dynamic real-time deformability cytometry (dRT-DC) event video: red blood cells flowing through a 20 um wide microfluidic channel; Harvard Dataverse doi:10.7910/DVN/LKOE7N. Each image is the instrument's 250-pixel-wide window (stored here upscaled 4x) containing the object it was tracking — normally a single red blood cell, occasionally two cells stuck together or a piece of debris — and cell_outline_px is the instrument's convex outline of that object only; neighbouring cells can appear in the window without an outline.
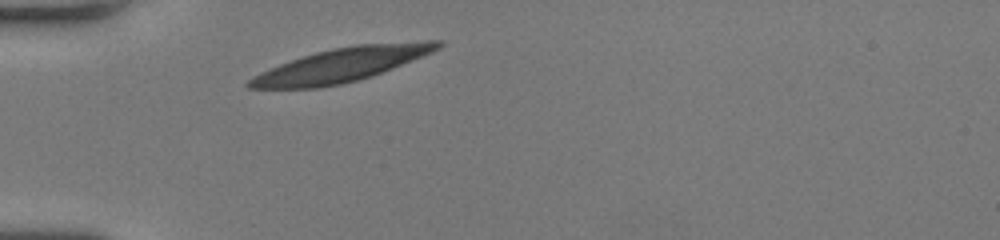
{"species": "human", "species_latin": "Homo sapiens", "temperature_condition": "room temperature", "stored_images_in_passage": 29, "camera_frame_rate_fps": 3000, "um_per_image_px": 0.085, "donor": {"sex": "female"}, "frame": {"image": 1, "passage_image": 1, "time_ms": 0.0, "image_size_px": [1000, 240], "cell_outline_px": [[444, 44], [440, 48], [432, 52], [372, 76], [340, 84], [320, 88], [248, 88], [244, 84], [252, 76], [260, 72], [280, 64], [316, 52], [332, 48], [356, 44], [428, 40], [444, 40]], "centroid_in_image_um": [29.04, 5.5], "position_along_channel_um": 56.0, "area_um2": 37.11}}
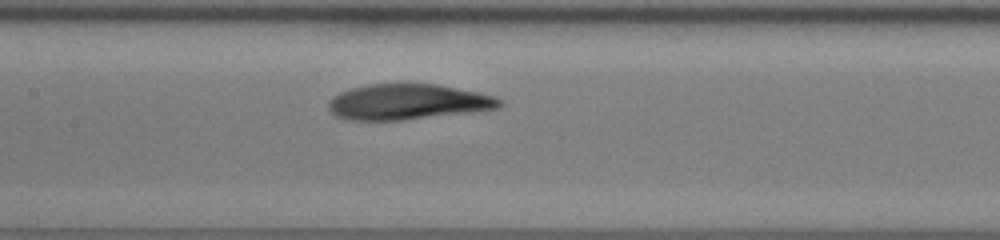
{"frame": {"image": 2, "passage_image": 11, "time_ms": 3.333, "image_size_px": [1000, 240], "cell_outline_px": [[504, 104], [500, 108], [476, 112], [404, 120], [348, 120], [336, 116], [328, 108], [328, 100], [332, 96], [340, 92], [352, 88], [368, 84], [436, 84], [476, 92], [492, 96], [504, 100]], "centroid_in_image_um": [34.68, 8.67], "position_along_channel_um": 172.7, "area_um2": 35.66}}
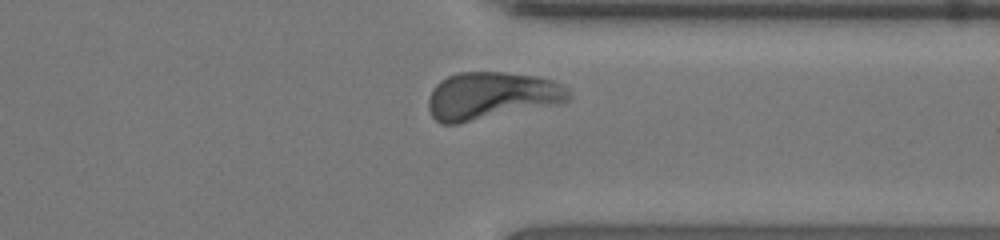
{"frame": {"image": 3, "passage_image": 26, "time_ms": 8.333, "image_size_px": [1000, 240], "cell_outline_px": [[572, 96], [564, 104], [456, 124], [440, 124], [432, 116], [428, 108], [428, 96], [432, 88], [440, 80], [448, 76], [460, 72], [504, 72], [536, 76], [552, 80], [564, 84]], "centroid_in_image_um": [41.8, 8.15], "position_along_channel_um": 369.6, "area_um2": 39.48}, "authors_computed_cell_mechanics": {"area_um2": 36.125, "velocity_mm_per_s": 3.9403, "shape_relaxation_time_tau1_ms": 3.4187, "shape_relaxation_time_tau2_ms": 1.3317, "deformation_change_tau1": 0.1612, "deformation_change_tau2": 0.0801}}